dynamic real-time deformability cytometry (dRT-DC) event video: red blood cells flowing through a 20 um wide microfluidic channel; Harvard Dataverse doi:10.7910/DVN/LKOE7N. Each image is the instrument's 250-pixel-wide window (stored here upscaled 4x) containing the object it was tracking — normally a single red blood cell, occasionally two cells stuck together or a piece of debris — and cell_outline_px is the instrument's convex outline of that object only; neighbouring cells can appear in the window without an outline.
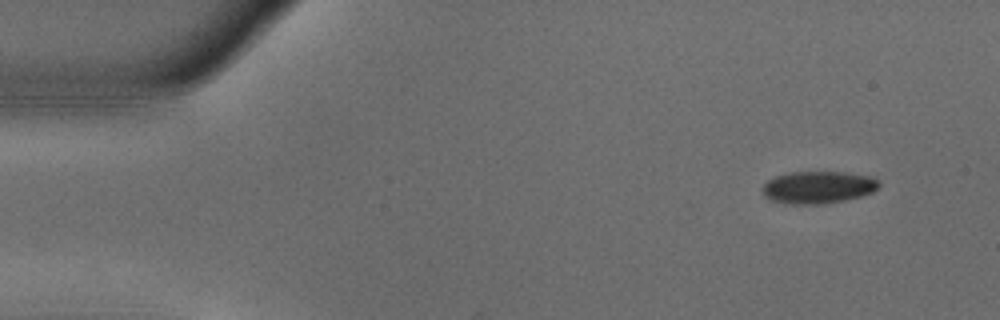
{"species": "common noctule bat (a hibernating species)", "species_latin": "Nyctalus noctula", "temperature_condition": "warm", "stored_images_in_passage": 51, "camera_frame_rate_fps": 3000, "um_per_image_px": 0.085, "animal": {"sex": "male", "body_mass_g": 18.8}, "frame": {"image": 1, "passage_image": 1, "time_ms": 0.0, "image_size_px": [1000, 320], "cell_outline_px": [[880, 184], [872, 192], [860, 196], [844, 200], [824, 204], [784, 204], [772, 200], [764, 196], [760, 192], [760, 188], [768, 180], [776, 176], [792, 172], [844, 172], [872, 176]], "centroid_in_image_um": [69.48, 15.93], "position_along_channel_um": 15.5, "area_um2": 22.02}}
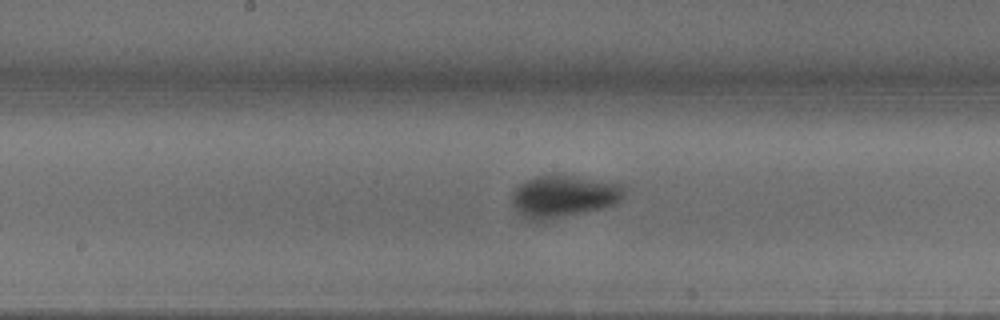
{"frame": {"image": 2, "passage_image": 24, "time_ms": 7.667, "image_size_px": [1000, 320], "cell_outline_px": [[624, 196], [616, 204], [584, 212], [548, 220], [528, 220], [520, 216], [516, 212], [512, 204], [512, 192], [520, 184], [536, 176], [572, 176], [620, 184], [624, 188]], "centroid_in_image_um": [47.86, 16.71], "position_along_channel_um": 200.3, "area_um2": 27.17}}
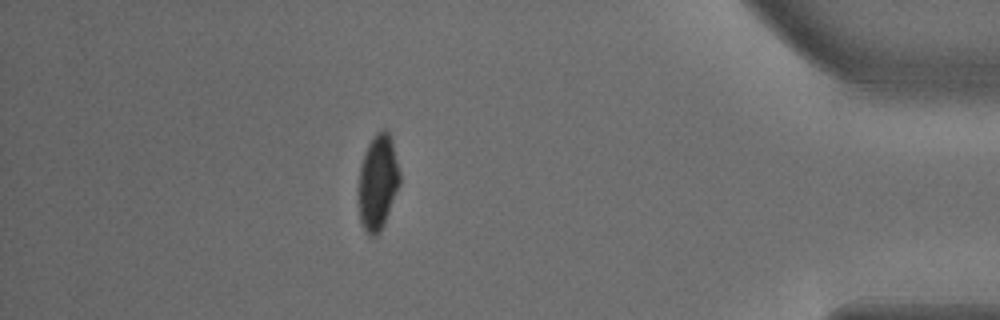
{"frame": {"image": 3, "passage_image": 44, "time_ms": 14.333, "image_size_px": [1000, 320], "cell_outline_px": [[400, 184], [384, 224], [380, 232], [376, 236], [368, 236], [360, 220], [356, 188], [360, 168], [364, 152], [372, 136], [376, 132], [384, 128], [388, 132], [392, 140], [400, 172]], "centroid_in_image_um": [32.09, 15.49], "position_along_channel_um": 403.1, "area_um2": 23.47}, "authors_computed_cell_mechanics": {"area_um2": 24.0448, "velocity_mm_per_s": 3.7086, "shape_relaxation_time_tau1_ms": 2.6724, "shape_relaxation_time_tau2_ms": null, "deformation_change_tau1": 0.1331, "deformation_change_tau2": null}}